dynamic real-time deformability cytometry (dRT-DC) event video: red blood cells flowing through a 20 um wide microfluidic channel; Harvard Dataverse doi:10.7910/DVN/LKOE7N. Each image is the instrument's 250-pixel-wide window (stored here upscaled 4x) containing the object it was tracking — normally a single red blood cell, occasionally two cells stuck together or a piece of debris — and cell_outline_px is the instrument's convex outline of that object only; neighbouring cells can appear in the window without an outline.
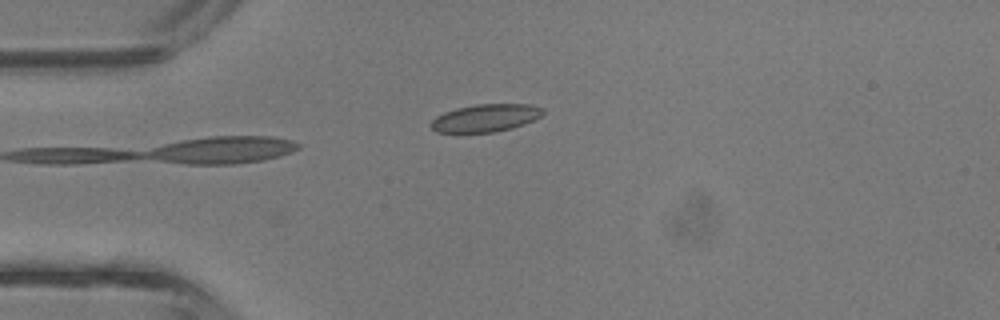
{"species": "common noctule bat (a hibernating species)", "species_latin": "Nyctalus noctula", "temperature_condition": "room temperature", "stored_images_in_passage": 4, "camera_frame_rate_fps": 3000, "um_per_image_px": 0.085, "animal": {"sex": "male", "body_mass_g": 13.3}, "frame": {"image": 1, "passage_image": 4, "time_ms": 1.0, "image_size_px": [1000, 320], "cell_outline_px": [[544, 112], [540, 116], [524, 124], [512, 128], [496, 132], [436, 132], [428, 124], [436, 116], [444, 112], [456, 108], [476, 104], [528, 104], [544, 108]], "centroid_in_image_um": [41.25, 10.02], "position_along_channel_um": 43.7, "area_um2": 18.03}}